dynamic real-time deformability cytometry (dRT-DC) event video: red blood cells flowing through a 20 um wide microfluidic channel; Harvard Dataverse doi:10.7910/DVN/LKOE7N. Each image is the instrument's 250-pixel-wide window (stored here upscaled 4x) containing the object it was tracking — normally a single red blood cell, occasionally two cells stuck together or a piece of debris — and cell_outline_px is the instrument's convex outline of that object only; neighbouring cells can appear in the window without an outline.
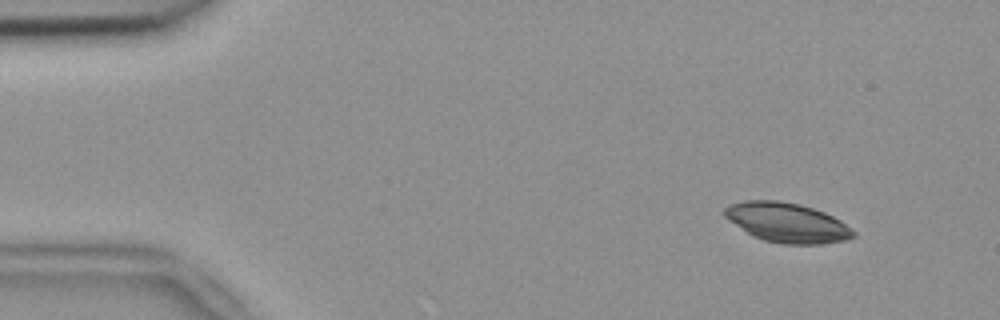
{"species": "common noctule bat (a hibernating species)", "species_latin": "Nyctalus noctula", "temperature_condition": "room temperature", "stored_images_in_passage": 49, "camera_frame_rate_fps": 3000, "um_per_image_px": 0.085, "animal": {"sex": "female", "body_mass_g": 18.4}, "frame": {"image": 1, "passage_image": 6, "time_ms": 1.667, "image_size_px": [1000, 320], "cell_outline_px": [[856, 236], [844, 240], [824, 244], [784, 244], [764, 240], [752, 236], [728, 220], [724, 216], [724, 208], [728, 204], [744, 200], [776, 200], [800, 204], [824, 212], [840, 220], [856, 232]], "centroid_in_image_um": [66.88, 18.92], "position_along_channel_um": 18.1, "area_um2": 29.82}}
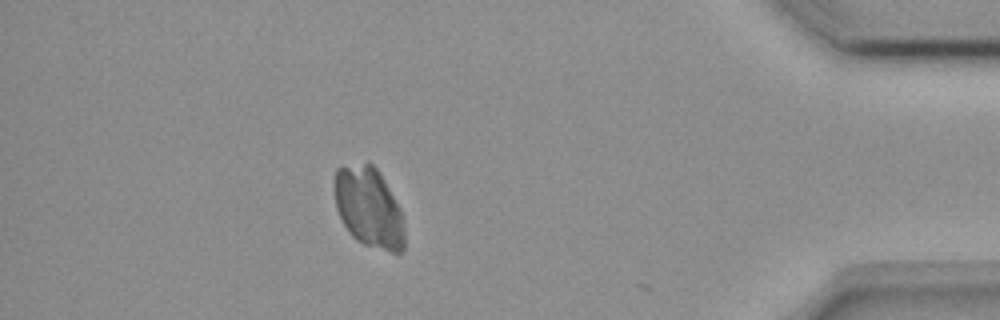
{"frame": {"image": 2, "passage_image": 48, "time_ms": 15.667, "image_size_px": [1000, 320], "cell_outline_px": [[404, 252], [392, 252], [364, 244], [356, 240], [352, 236], [344, 224], [336, 208], [336, 168], [340, 164], [372, 164], [380, 172], [400, 208], [404, 232]], "centroid_in_image_um": [31.36, 17.63], "position_along_channel_um": 403.8, "area_um2": 32.43}}